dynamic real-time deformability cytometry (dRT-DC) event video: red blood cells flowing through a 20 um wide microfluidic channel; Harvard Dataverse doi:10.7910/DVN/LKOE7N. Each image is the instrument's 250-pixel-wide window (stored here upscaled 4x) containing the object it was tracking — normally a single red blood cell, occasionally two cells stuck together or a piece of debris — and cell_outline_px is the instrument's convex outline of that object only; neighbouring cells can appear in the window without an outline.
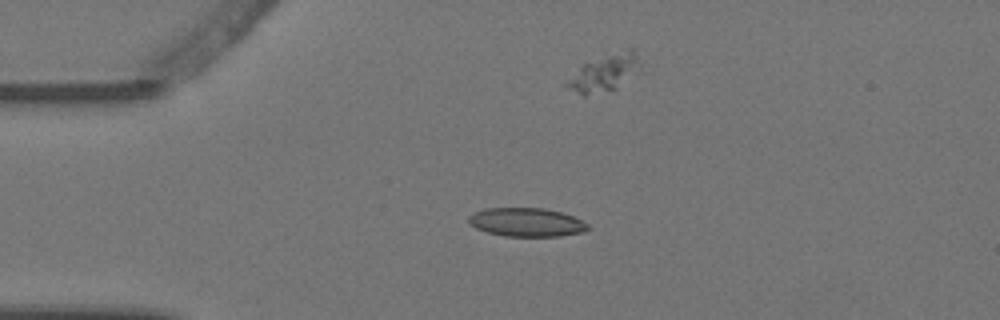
{"species": "Egyptian fruit bat (a non-hibernating species)", "species_latin": "Rousettus aegyptiacus", "temperature_condition": "warm", "stored_images_in_passage": 8, "camera_frame_rate_fps": 3000, "um_per_image_px": 0.085, "animal": {"sex": "female"}, "frame": {"image": 1, "passage_image": 2, "time_ms": 0.333, "image_size_px": [1000, 320], "cell_outline_px": [[588, 228], [584, 232], [560, 236], [504, 236], [488, 232], [476, 228], [468, 220], [468, 216], [472, 212], [484, 208], [544, 208], [560, 212], [572, 216], [588, 224]], "centroid_in_image_um": [44.73, 18.88], "position_along_channel_um": 40.3, "area_um2": 19.83}}
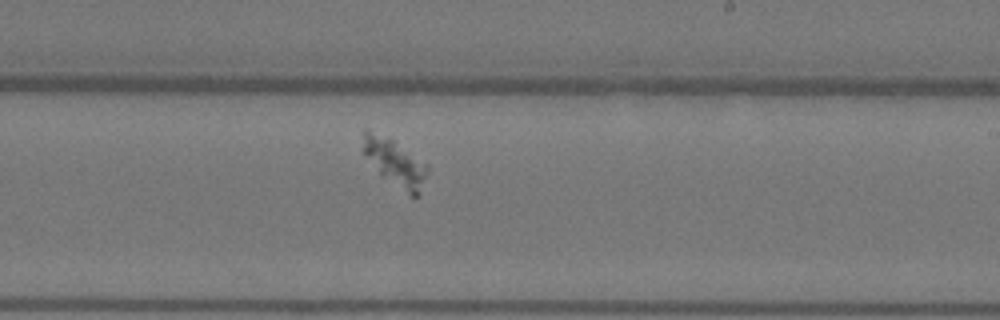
{"frame": {"image": 2, "passage_image": 8, "time_ms": 2.333, "image_size_px": [1000, 320], "cell_outline_px": [[428, 172], [420, 196], [412, 196], [380, 176], [364, 152], [364, 128], [368, 128], [392, 140], [428, 164]], "centroid_in_image_um": [33.62, 13.85], "position_along_channel_um": 255.4, "area_um2": 17.46}}